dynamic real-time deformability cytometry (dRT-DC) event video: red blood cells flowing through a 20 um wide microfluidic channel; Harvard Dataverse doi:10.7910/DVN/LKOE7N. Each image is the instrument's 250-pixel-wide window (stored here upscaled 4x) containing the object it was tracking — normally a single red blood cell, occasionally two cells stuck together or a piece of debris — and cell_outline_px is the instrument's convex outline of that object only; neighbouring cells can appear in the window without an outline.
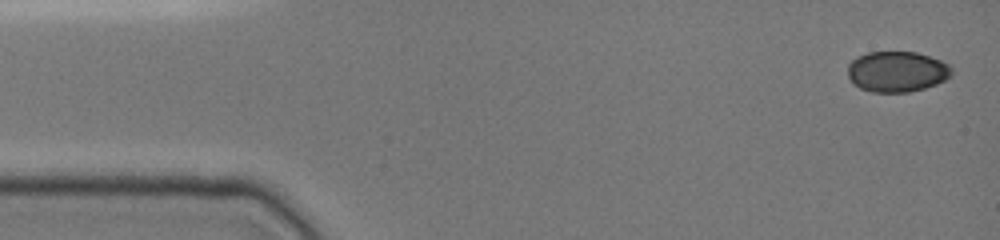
{"species": "common noctule bat (a hibernating species)", "species_latin": "Nyctalus noctula", "temperature_condition": "cold", "stored_images_in_passage": 6, "camera_frame_rate_fps": 3000, "um_per_image_px": 0.085, "animal": {"sex": "female", "body_mass_g": 19.0, "forearm_length_mm": 51.5}, "frame": {"image": 1, "passage_image": 1, "time_ms": 0.0, "image_size_px": [1000, 240], "cell_outline_px": [[952, 72], [944, 80], [936, 84], [924, 88], [908, 92], [876, 92], [860, 88], [848, 76], [848, 64], [852, 60], [868, 52], [916, 52], [940, 60], [948, 64], [952, 68]], "centroid_in_image_um": [76.24, 6.08], "position_along_channel_um": 8.8, "area_um2": 24.28}}